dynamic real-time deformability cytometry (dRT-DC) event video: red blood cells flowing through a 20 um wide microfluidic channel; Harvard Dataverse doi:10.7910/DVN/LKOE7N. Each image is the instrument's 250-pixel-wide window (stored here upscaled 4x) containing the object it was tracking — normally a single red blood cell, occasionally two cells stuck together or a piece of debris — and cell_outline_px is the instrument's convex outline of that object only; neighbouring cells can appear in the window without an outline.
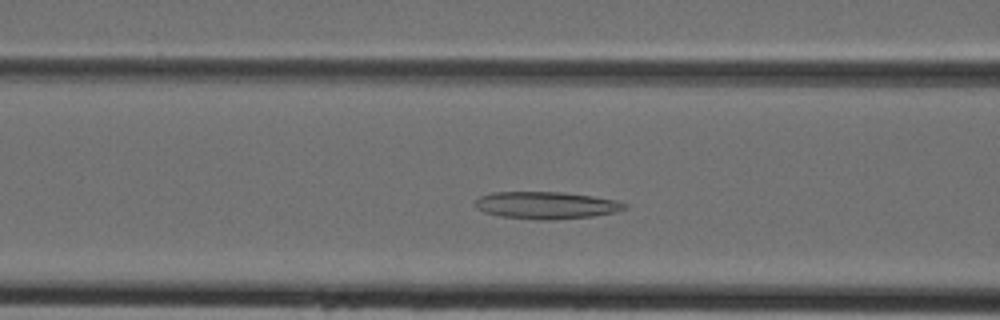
{"species": "Egyptian fruit bat (a non-hibernating species)", "species_latin": "Rousettus aegyptiacus", "temperature_condition": "cold", "stored_images_in_passage": 35, "camera_frame_rate_fps": 3000, "um_per_image_px": 0.085, "animal": {"sex": "female"}, "frame": {"image": 1, "passage_image": 8, "time_ms": 2.333, "image_size_px": [1000, 320], "cell_outline_px": [[628, 208], [616, 212], [592, 216], [548, 220], [540, 220], [500, 216], [484, 212], [476, 208], [476, 200], [480, 196], [492, 192], [564, 192], [592, 196], [616, 200], [628, 204]], "centroid_in_image_um": [46.45, 17.44], "position_along_channel_um": 120.1, "area_um2": 23.7}}
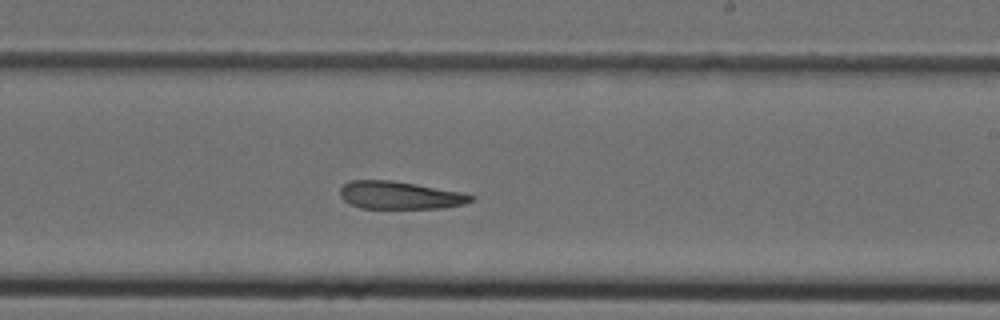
{"frame": {"image": 2, "passage_image": 17, "time_ms": 5.333, "image_size_px": [1000, 320], "cell_outline_px": [[472, 200], [464, 204], [444, 208], [360, 208], [348, 204], [340, 196], [340, 188], [344, 184], [352, 180], [392, 180], [416, 184], [460, 192], [472, 196]], "centroid_in_image_um": [33.93, 16.6], "position_along_channel_um": 255.1, "area_um2": 21.04}}
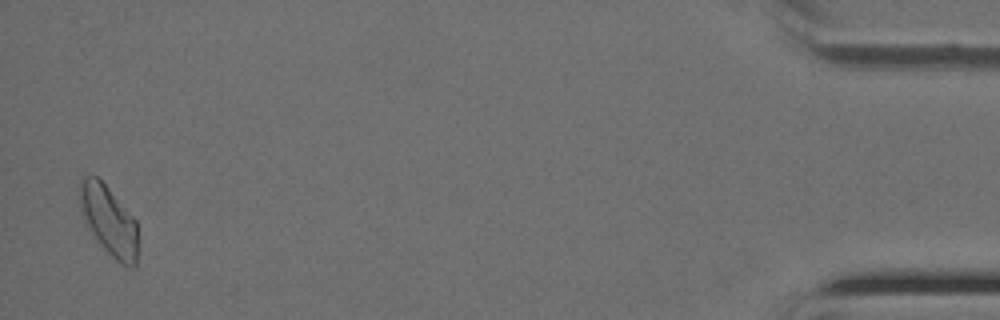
{"frame": {"image": 3, "passage_image": 34, "time_ms": 11.0, "image_size_px": [1000, 320], "cell_outline_px": [[136, 268], [132, 268], [120, 264], [92, 236], [84, 224], [80, 212], [80, 180], [84, 172], [96, 176], [108, 188], [136, 220]], "centroid_in_image_um": [9.19, 18.73], "position_along_channel_um": 426.0, "area_um2": 23.76}}